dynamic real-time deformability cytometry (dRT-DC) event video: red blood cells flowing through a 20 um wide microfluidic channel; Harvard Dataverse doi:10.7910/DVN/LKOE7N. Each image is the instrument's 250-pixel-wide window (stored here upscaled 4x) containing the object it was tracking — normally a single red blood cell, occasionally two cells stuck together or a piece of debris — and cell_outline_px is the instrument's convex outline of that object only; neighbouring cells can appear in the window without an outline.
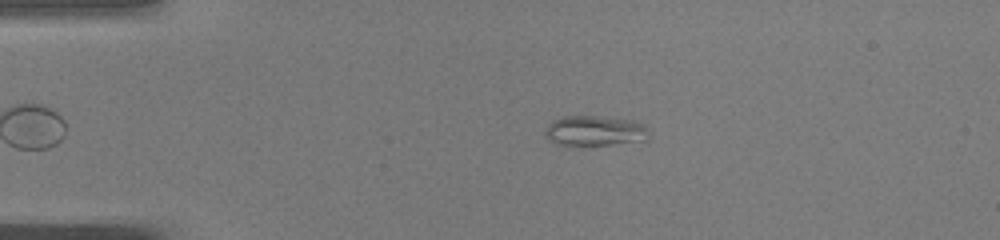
{"species": "common noctule bat (a hibernating species)", "species_latin": "Nyctalus noctula", "temperature_condition": "warm", "stored_images_in_passage": 39, "camera_frame_rate_fps": 3000, "um_per_image_px": 0.085, "animal": {"sex": "male", "body_mass_g": 19.0, "forearm_length_mm": 50.8}, "frame": {"image": 1, "passage_image": 6, "time_ms": 1.667, "image_size_px": [1000, 240], "cell_outline_px": [[648, 140], [608, 144], [556, 144], [548, 140], [544, 132], [548, 124], [552, 120], [564, 116], [600, 116], [632, 120], [648, 124]], "centroid_in_image_um": [50.59, 11.09], "position_along_channel_um": 34.4, "area_um2": 18.26}}
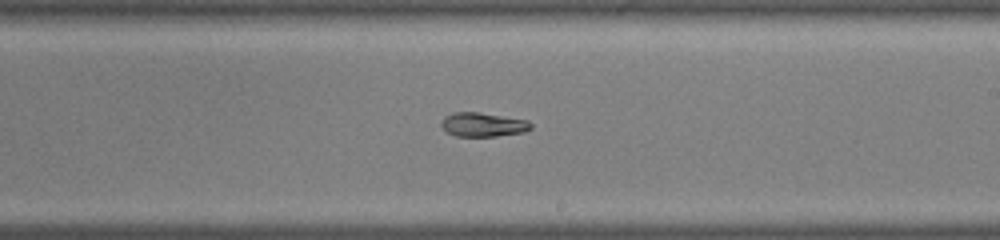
{"frame": {"image": 2, "passage_image": 25, "time_ms": 8.0, "image_size_px": [1000, 240], "cell_outline_px": [[532, 128], [524, 132], [496, 136], [456, 136], [448, 132], [440, 124], [444, 116], [452, 112], [480, 112], [528, 120], [532, 124]], "centroid_in_image_um": [41.06, 10.58], "position_along_channel_um": 247.9, "area_um2": 12.6}}
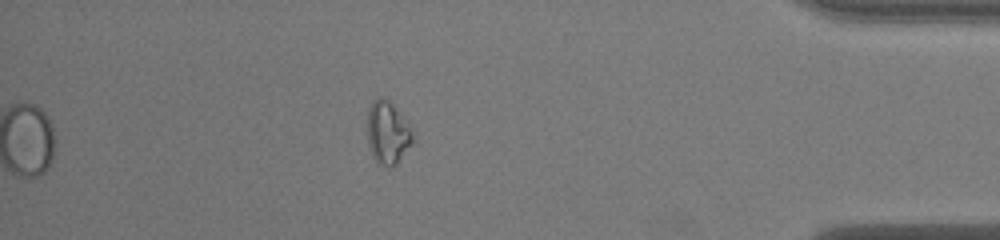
{"frame": {"image": 3, "passage_image": 39, "time_ms": 12.667, "image_size_px": [1000, 240], "cell_outline_px": [[412, 144], [396, 164], [380, 164], [372, 156], [368, 144], [368, 108], [372, 100], [376, 96], [380, 96], [388, 100], [392, 104], [408, 124], [412, 132]], "centroid_in_image_um": [32.92, 11.23], "position_along_channel_um": 402.3, "area_um2": 16.24}, "authors_computed_cell_mechanics": {"area_um2": 13.6986, "velocity_mm_per_s": 4.0921, "shape_relaxation_time_tau1_ms": 9.576, "shape_relaxation_time_tau2_ms": 4.6625, "deformation_change_tau1": 0.2455, "deformation_change_tau2": 0.0571}}